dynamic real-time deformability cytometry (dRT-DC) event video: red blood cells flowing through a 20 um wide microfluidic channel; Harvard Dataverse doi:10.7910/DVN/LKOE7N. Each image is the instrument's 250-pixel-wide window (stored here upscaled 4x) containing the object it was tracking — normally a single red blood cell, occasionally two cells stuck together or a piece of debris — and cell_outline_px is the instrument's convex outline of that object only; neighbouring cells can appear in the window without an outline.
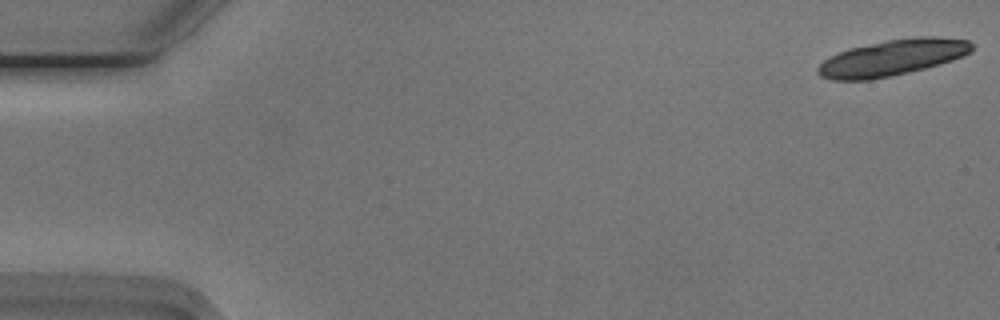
{"species": "Egyptian fruit bat (a non-hibernating species)", "species_latin": "Rousettus aegyptiacus", "temperature_condition": "cold", "stored_images_in_passage": 11, "camera_frame_rate_fps": 3000, "um_per_image_px": 0.085, "animal": {"sex": "male"}, "frame": {"image": 1, "passage_image": 1, "time_ms": 0.0, "image_size_px": [1000, 320], "cell_outline_px": [[976, 44], [972, 52], [964, 56], [940, 64], [892, 76], [872, 80], [832, 80], [820, 76], [816, 72], [816, 68], [824, 60], [840, 52], [852, 48], [888, 40], [920, 36], [932, 36], [968, 40]], "centroid_in_image_um": [75.9, 4.91], "position_along_channel_um": 9.1, "area_um2": 32.31}}